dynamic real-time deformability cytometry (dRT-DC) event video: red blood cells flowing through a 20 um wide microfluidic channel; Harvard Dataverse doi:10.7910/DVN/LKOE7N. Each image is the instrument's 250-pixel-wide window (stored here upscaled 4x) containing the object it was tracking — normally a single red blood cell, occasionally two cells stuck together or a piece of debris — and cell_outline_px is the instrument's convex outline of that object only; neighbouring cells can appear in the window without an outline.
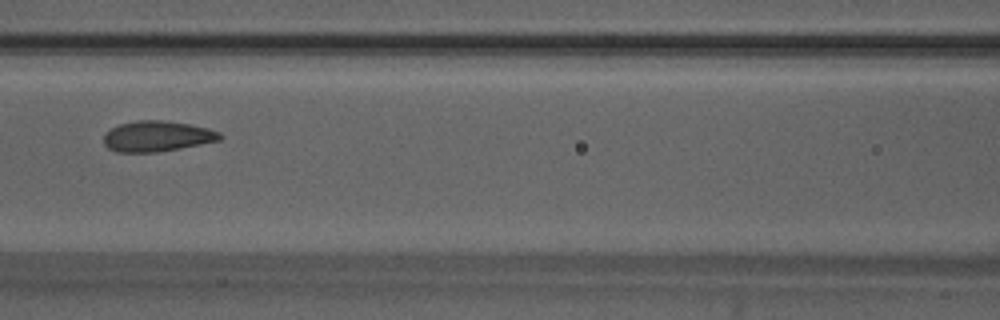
{"species": "Egyptian fruit bat (a non-hibernating species)", "species_latin": "Rousettus aegyptiacus", "temperature_condition": "warm", "stored_images_in_passage": 9, "camera_frame_rate_fps": 3000, "um_per_image_px": 0.085, "animal": {"sex": "male"}, "frame": {"image": 1, "passage_image": 7, "time_ms": 2.0, "image_size_px": [1000, 320], "cell_outline_px": [[224, 136], [220, 140], [180, 148], [156, 152], [116, 152], [108, 148], [104, 144], [104, 132], [120, 124], [136, 120], [164, 120], [192, 124], [208, 128], [220, 132]], "centroid_in_image_um": [13.36, 11.57], "position_along_channel_um": 153.2, "area_um2": 20.87}}